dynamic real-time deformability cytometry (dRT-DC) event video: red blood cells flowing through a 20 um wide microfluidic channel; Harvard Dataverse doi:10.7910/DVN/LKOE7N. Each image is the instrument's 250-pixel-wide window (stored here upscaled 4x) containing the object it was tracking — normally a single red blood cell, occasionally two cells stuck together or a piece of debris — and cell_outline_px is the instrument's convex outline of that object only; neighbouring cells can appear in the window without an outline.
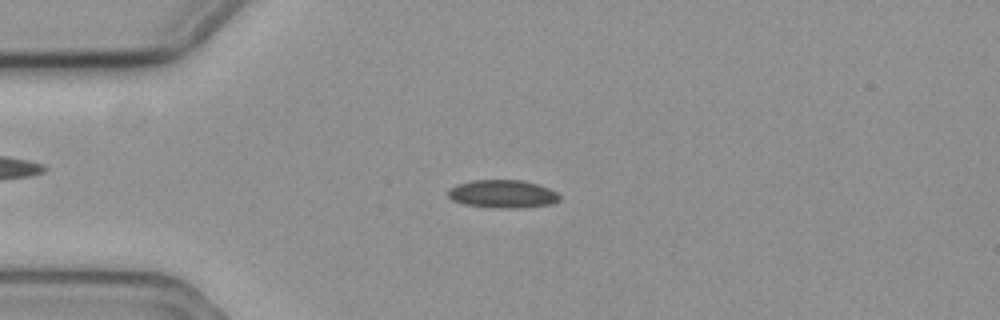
{"species": "common noctule bat (a hibernating species)", "species_latin": "Nyctalus noctula", "temperature_condition": "cold", "stored_images_in_passage": 5, "camera_frame_rate_fps": 3000, "um_per_image_px": 0.085, "animal": {"sex": "female", "body_mass_g": 19.3, "forearm_length_mm": 54.1}, "frame": {"image": 1, "passage_image": 4, "time_ms": 1.0, "image_size_px": [1000, 320], "cell_outline_px": [[560, 200], [552, 204], [524, 208], [500, 208], [464, 204], [452, 200], [448, 196], [448, 192], [456, 184], [472, 180], [524, 180], [540, 184], [556, 192], [560, 196]], "centroid_in_image_um": [42.77, 16.48], "position_along_channel_um": 42.2, "area_um2": 18.32}}